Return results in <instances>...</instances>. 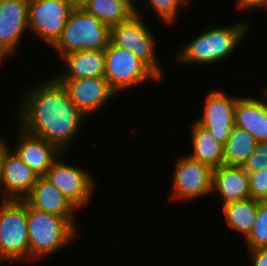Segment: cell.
<instances>
[{"instance_id":"cell-1","label":"cell","mask_w":267,"mask_h":266,"mask_svg":"<svg viewBox=\"0 0 267 266\" xmlns=\"http://www.w3.org/2000/svg\"><path fill=\"white\" fill-rule=\"evenodd\" d=\"M35 86L29 87L23 95L17 113L18 125L24 131L54 144L63 153L77 136L86 116L54 77Z\"/></svg>"},{"instance_id":"cell-17","label":"cell","mask_w":267,"mask_h":266,"mask_svg":"<svg viewBox=\"0 0 267 266\" xmlns=\"http://www.w3.org/2000/svg\"><path fill=\"white\" fill-rule=\"evenodd\" d=\"M266 100L238 97L234 110L235 127L249 132L257 142H267V90Z\"/></svg>"},{"instance_id":"cell-22","label":"cell","mask_w":267,"mask_h":266,"mask_svg":"<svg viewBox=\"0 0 267 266\" xmlns=\"http://www.w3.org/2000/svg\"><path fill=\"white\" fill-rule=\"evenodd\" d=\"M80 7L110 28L127 21L135 14L124 0H85Z\"/></svg>"},{"instance_id":"cell-18","label":"cell","mask_w":267,"mask_h":266,"mask_svg":"<svg viewBox=\"0 0 267 266\" xmlns=\"http://www.w3.org/2000/svg\"><path fill=\"white\" fill-rule=\"evenodd\" d=\"M220 194L222 205L250 197L248 173L243 166L223 164L213 169L212 191Z\"/></svg>"},{"instance_id":"cell-6","label":"cell","mask_w":267,"mask_h":266,"mask_svg":"<svg viewBox=\"0 0 267 266\" xmlns=\"http://www.w3.org/2000/svg\"><path fill=\"white\" fill-rule=\"evenodd\" d=\"M105 53V79L110 87L120 93L122 90L144 84L145 81L160 78L140 59L130 51L119 48L111 41L104 49Z\"/></svg>"},{"instance_id":"cell-20","label":"cell","mask_w":267,"mask_h":266,"mask_svg":"<svg viewBox=\"0 0 267 266\" xmlns=\"http://www.w3.org/2000/svg\"><path fill=\"white\" fill-rule=\"evenodd\" d=\"M191 132L193 153L188 154V156L208 165L212 169L223 165L224 145L218 142L209 130L198 124L196 121L192 125Z\"/></svg>"},{"instance_id":"cell-7","label":"cell","mask_w":267,"mask_h":266,"mask_svg":"<svg viewBox=\"0 0 267 266\" xmlns=\"http://www.w3.org/2000/svg\"><path fill=\"white\" fill-rule=\"evenodd\" d=\"M141 14H134L130 19L111 27L110 41L119 48L133 53L144 62L161 80L162 68L155 55V38L142 21Z\"/></svg>"},{"instance_id":"cell-8","label":"cell","mask_w":267,"mask_h":266,"mask_svg":"<svg viewBox=\"0 0 267 266\" xmlns=\"http://www.w3.org/2000/svg\"><path fill=\"white\" fill-rule=\"evenodd\" d=\"M75 7L70 0H29L28 30L52 46Z\"/></svg>"},{"instance_id":"cell-19","label":"cell","mask_w":267,"mask_h":266,"mask_svg":"<svg viewBox=\"0 0 267 266\" xmlns=\"http://www.w3.org/2000/svg\"><path fill=\"white\" fill-rule=\"evenodd\" d=\"M66 62L67 71L54 74L55 79H82L90 77H104L105 53L104 50H81L62 55ZM56 75V76H55Z\"/></svg>"},{"instance_id":"cell-2","label":"cell","mask_w":267,"mask_h":266,"mask_svg":"<svg viewBox=\"0 0 267 266\" xmlns=\"http://www.w3.org/2000/svg\"><path fill=\"white\" fill-rule=\"evenodd\" d=\"M207 29L191 42L184 45L176 55L178 62L190 64H211L230 56L242 42L249 25L245 23Z\"/></svg>"},{"instance_id":"cell-14","label":"cell","mask_w":267,"mask_h":266,"mask_svg":"<svg viewBox=\"0 0 267 266\" xmlns=\"http://www.w3.org/2000/svg\"><path fill=\"white\" fill-rule=\"evenodd\" d=\"M4 151L0 163V188L3 186L4 199H24L34 187L38 176L13 151Z\"/></svg>"},{"instance_id":"cell-5","label":"cell","mask_w":267,"mask_h":266,"mask_svg":"<svg viewBox=\"0 0 267 266\" xmlns=\"http://www.w3.org/2000/svg\"><path fill=\"white\" fill-rule=\"evenodd\" d=\"M30 260L27 202L4 199L0 205V264Z\"/></svg>"},{"instance_id":"cell-26","label":"cell","mask_w":267,"mask_h":266,"mask_svg":"<svg viewBox=\"0 0 267 266\" xmlns=\"http://www.w3.org/2000/svg\"><path fill=\"white\" fill-rule=\"evenodd\" d=\"M247 173L250 197L259 201H267V169Z\"/></svg>"},{"instance_id":"cell-10","label":"cell","mask_w":267,"mask_h":266,"mask_svg":"<svg viewBox=\"0 0 267 266\" xmlns=\"http://www.w3.org/2000/svg\"><path fill=\"white\" fill-rule=\"evenodd\" d=\"M58 157L48 169L45 177L57 187L78 209L90 202L94 182L90 174L75 165L66 164Z\"/></svg>"},{"instance_id":"cell-29","label":"cell","mask_w":267,"mask_h":266,"mask_svg":"<svg viewBox=\"0 0 267 266\" xmlns=\"http://www.w3.org/2000/svg\"><path fill=\"white\" fill-rule=\"evenodd\" d=\"M237 8L240 10L258 9L262 6H267V0H237Z\"/></svg>"},{"instance_id":"cell-27","label":"cell","mask_w":267,"mask_h":266,"mask_svg":"<svg viewBox=\"0 0 267 266\" xmlns=\"http://www.w3.org/2000/svg\"><path fill=\"white\" fill-rule=\"evenodd\" d=\"M246 172H257L267 169V142H257L254 151L243 164Z\"/></svg>"},{"instance_id":"cell-4","label":"cell","mask_w":267,"mask_h":266,"mask_svg":"<svg viewBox=\"0 0 267 266\" xmlns=\"http://www.w3.org/2000/svg\"><path fill=\"white\" fill-rule=\"evenodd\" d=\"M111 28L96 16L76 6L60 37L51 46L60 56L81 50H104L110 42Z\"/></svg>"},{"instance_id":"cell-11","label":"cell","mask_w":267,"mask_h":266,"mask_svg":"<svg viewBox=\"0 0 267 266\" xmlns=\"http://www.w3.org/2000/svg\"><path fill=\"white\" fill-rule=\"evenodd\" d=\"M237 99L238 97L227 96L222 91L209 92L206 96L203 115L196 120L223 145L235 126L234 110Z\"/></svg>"},{"instance_id":"cell-28","label":"cell","mask_w":267,"mask_h":266,"mask_svg":"<svg viewBox=\"0 0 267 266\" xmlns=\"http://www.w3.org/2000/svg\"><path fill=\"white\" fill-rule=\"evenodd\" d=\"M253 266H267V247L250 249Z\"/></svg>"},{"instance_id":"cell-12","label":"cell","mask_w":267,"mask_h":266,"mask_svg":"<svg viewBox=\"0 0 267 266\" xmlns=\"http://www.w3.org/2000/svg\"><path fill=\"white\" fill-rule=\"evenodd\" d=\"M28 11L29 0H0V62L15 52L29 29Z\"/></svg>"},{"instance_id":"cell-24","label":"cell","mask_w":267,"mask_h":266,"mask_svg":"<svg viewBox=\"0 0 267 266\" xmlns=\"http://www.w3.org/2000/svg\"><path fill=\"white\" fill-rule=\"evenodd\" d=\"M244 240L248 249L267 247V201H259L254 227Z\"/></svg>"},{"instance_id":"cell-15","label":"cell","mask_w":267,"mask_h":266,"mask_svg":"<svg viewBox=\"0 0 267 266\" xmlns=\"http://www.w3.org/2000/svg\"><path fill=\"white\" fill-rule=\"evenodd\" d=\"M17 145L12 149L38 177H44L62 152L52 143L24 131L21 127Z\"/></svg>"},{"instance_id":"cell-16","label":"cell","mask_w":267,"mask_h":266,"mask_svg":"<svg viewBox=\"0 0 267 266\" xmlns=\"http://www.w3.org/2000/svg\"><path fill=\"white\" fill-rule=\"evenodd\" d=\"M24 200L37 210L65 218L76 229L74 213L77 208L45 176L37 178Z\"/></svg>"},{"instance_id":"cell-31","label":"cell","mask_w":267,"mask_h":266,"mask_svg":"<svg viewBox=\"0 0 267 266\" xmlns=\"http://www.w3.org/2000/svg\"><path fill=\"white\" fill-rule=\"evenodd\" d=\"M7 144L5 141L0 137V163H1V158L4 153V151L7 149Z\"/></svg>"},{"instance_id":"cell-30","label":"cell","mask_w":267,"mask_h":266,"mask_svg":"<svg viewBox=\"0 0 267 266\" xmlns=\"http://www.w3.org/2000/svg\"><path fill=\"white\" fill-rule=\"evenodd\" d=\"M134 0H124L126 5L133 11L135 14H139L140 11L136 9L135 4L133 3Z\"/></svg>"},{"instance_id":"cell-25","label":"cell","mask_w":267,"mask_h":266,"mask_svg":"<svg viewBox=\"0 0 267 266\" xmlns=\"http://www.w3.org/2000/svg\"><path fill=\"white\" fill-rule=\"evenodd\" d=\"M162 21L174 23L182 5H188L190 0H148ZM180 7V8H179Z\"/></svg>"},{"instance_id":"cell-3","label":"cell","mask_w":267,"mask_h":266,"mask_svg":"<svg viewBox=\"0 0 267 266\" xmlns=\"http://www.w3.org/2000/svg\"><path fill=\"white\" fill-rule=\"evenodd\" d=\"M30 260L50 256L68 246L78 231L65 218L37 210L27 203Z\"/></svg>"},{"instance_id":"cell-32","label":"cell","mask_w":267,"mask_h":266,"mask_svg":"<svg viewBox=\"0 0 267 266\" xmlns=\"http://www.w3.org/2000/svg\"><path fill=\"white\" fill-rule=\"evenodd\" d=\"M75 6H80L85 0H70Z\"/></svg>"},{"instance_id":"cell-21","label":"cell","mask_w":267,"mask_h":266,"mask_svg":"<svg viewBox=\"0 0 267 266\" xmlns=\"http://www.w3.org/2000/svg\"><path fill=\"white\" fill-rule=\"evenodd\" d=\"M259 200L251 197L222 205L227 224L246 238L254 227Z\"/></svg>"},{"instance_id":"cell-23","label":"cell","mask_w":267,"mask_h":266,"mask_svg":"<svg viewBox=\"0 0 267 266\" xmlns=\"http://www.w3.org/2000/svg\"><path fill=\"white\" fill-rule=\"evenodd\" d=\"M256 143L249 132L234 126L223 146L224 164L243 166L254 151Z\"/></svg>"},{"instance_id":"cell-9","label":"cell","mask_w":267,"mask_h":266,"mask_svg":"<svg viewBox=\"0 0 267 266\" xmlns=\"http://www.w3.org/2000/svg\"><path fill=\"white\" fill-rule=\"evenodd\" d=\"M177 161L172 176V198L184 201L212 193L211 167L188 155Z\"/></svg>"},{"instance_id":"cell-13","label":"cell","mask_w":267,"mask_h":266,"mask_svg":"<svg viewBox=\"0 0 267 266\" xmlns=\"http://www.w3.org/2000/svg\"><path fill=\"white\" fill-rule=\"evenodd\" d=\"M56 80L65 87L71 101L85 116L101 108L117 95L105 77Z\"/></svg>"}]
</instances>
